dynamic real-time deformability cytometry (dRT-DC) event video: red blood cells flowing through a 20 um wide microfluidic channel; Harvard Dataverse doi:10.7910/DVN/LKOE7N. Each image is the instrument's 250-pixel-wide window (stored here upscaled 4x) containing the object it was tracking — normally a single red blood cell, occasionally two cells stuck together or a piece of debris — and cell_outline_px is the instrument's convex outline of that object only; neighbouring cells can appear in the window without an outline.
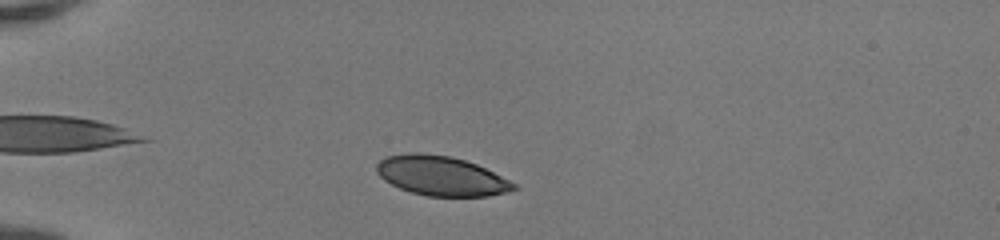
{"species": "human", "species_latin": "Homo sapiens", "temperature_condition": "room temperature", "stored_images_in_passage": 40, "camera_frame_rate_fps": 3000, "um_per_image_px": 0.085, "donor": {"sex": "female"}, "frame": {"image": 1, "passage_image": 5, "time_ms": 1.333, "image_size_px": [1000, 240], "cell_outline_px": [[520, 188], [508, 192], [488, 196], [428, 196], [412, 192], [400, 188], [384, 180], [376, 172], [376, 164], [380, 160], [388, 156], [408, 152], [420, 152], [452, 156], [476, 164], [516, 184]], "centroid_in_image_um": [37.49, 14.94], "position_along_channel_um": 47.5, "area_um2": 31.56}}
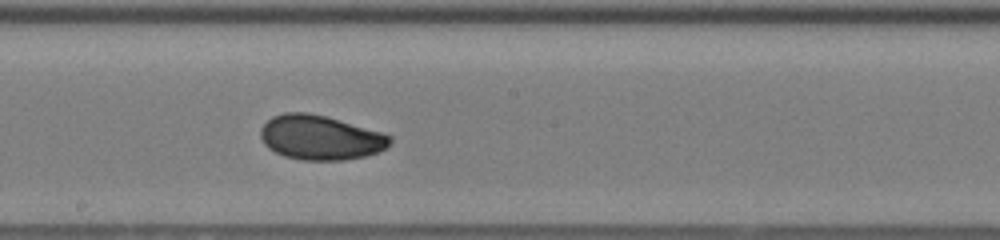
{"frame": {"image": 2, "passage_image": 20, "time_ms": 6.333, "image_size_px": [1000, 240], "cell_outline_px": [[392, 140], [384, 148], [376, 152], [364, 156], [340, 160], [304, 160], [284, 156], [268, 148], [264, 144], [260, 136], [260, 128], [272, 116], [284, 112], [308, 112], [324, 116], [380, 132], [392, 136]], "centroid_in_image_um": [27.17, 11.69], "position_along_channel_um": 221.0, "area_um2": 33.18}}
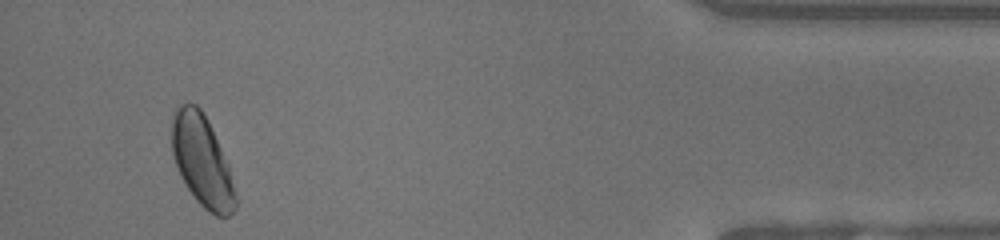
{"frame": {"image": 3, "passage_image": 38, "time_ms": 12.333, "image_size_px": [1000, 240], "cell_outline_px": [[236, 208], [228, 216], [216, 216], [204, 208], [196, 200], [180, 176], [172, 152], [172, 116], [176, 108], [180, 104], [196, 104], [204, 112], [208, 120], [228, 164], [236, 196]], "centroid_in_image_um": [17.17, 13.66], "position_along_channel_um": 418.0, "area_um2": 33.52}, "authors_computed_cell_mechanics": {"area_um2": 32.9171, "velocity_mm_per_s": 4.1707, "shape_relaxation_time_tau1_ms": 4.2727, "shape_relaxation_time_tau2_ms": 0.8883, "deformation_change_tau1": 0.133, "deformation_change_tau2": 0.0488}}